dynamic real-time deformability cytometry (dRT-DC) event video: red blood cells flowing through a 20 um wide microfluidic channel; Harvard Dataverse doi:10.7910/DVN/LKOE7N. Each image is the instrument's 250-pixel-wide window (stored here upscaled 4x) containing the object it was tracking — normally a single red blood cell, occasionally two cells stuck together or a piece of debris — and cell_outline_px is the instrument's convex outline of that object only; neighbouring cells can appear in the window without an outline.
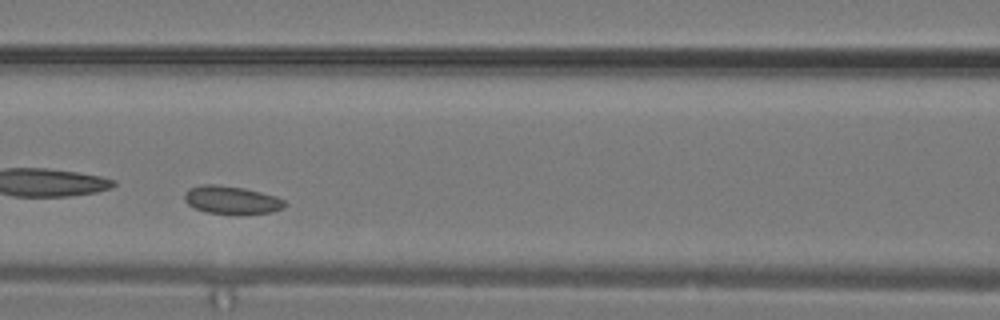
{"species": "common noctule bat (a hibernating species)", "species_latin": "Nyctalus noctula", "temperature_condition": "warm", "stored_images_in_passage": 17, "camera_frame_rate_fps": 3000, "um_per_image_px": 0.085, "animal": {"sex": "male", "body_mass_g": 19.2, "forearm_length_mm": 51.8}, "frame": {"image": 1, "passage_image": 10, "time_ms": 3.0, "image_size_px": [1000, 320], "cell_outline_px": [[284, 208], [272, 212], [244, 216], [240, 216], [204, 212], [188, 204], [184, 200], [184, 192], [188, 188], [200, 184], [216, 184], [244, 188], [276, 196], [284, 200]], "centroid_in_image_um": [19.67, 17.02], "position_along_channel_um": 146.9, "area_um2": 16.94}}
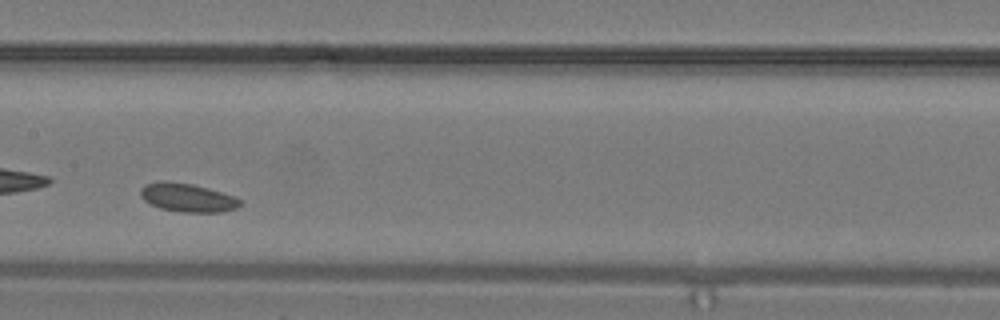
{"frame": {"image": 2, "passage_image": 12, "time_ms": 3.667, "image_size_px": [1000, 320], "cell_outline_px": [[240, 204], [236, 208], [224, 212], [180, 212], [160, 208], [144, 200], [140, 196], [140, 188], [144, 184], [192, 184], [208, 188], [236, 196], [240, 200]], "centroid_in_image_um": [16.0, 16.84], "position_along_channel_um": 191.4, "area_um2": 15.95}}